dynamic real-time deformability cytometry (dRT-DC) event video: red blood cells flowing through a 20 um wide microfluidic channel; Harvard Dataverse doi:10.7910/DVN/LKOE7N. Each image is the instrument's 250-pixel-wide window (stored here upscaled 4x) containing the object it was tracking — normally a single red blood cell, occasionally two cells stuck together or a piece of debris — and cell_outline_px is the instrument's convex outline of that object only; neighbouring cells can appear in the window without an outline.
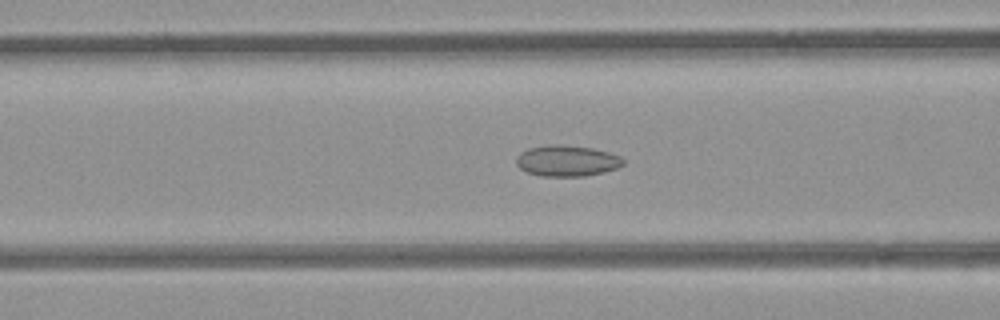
{"species": "common noctule bat (a hibernating species)", "species_latin": "Nyctalus noctula", "temperature_condition": "room temperature", "stored_images_in_passage": 53, "camera_frame_rate_fps": 3000, "um_per_image_px": 0.085, "animal": {"sex": "female", "body_mass_g": 21.9}, "frame": {"image": 1, "passage_image": 21, "time_ms": 6.667, "image_size_px": [1000, 320], "cell_outline_px": [[624, 164], [616, 168], [604, 172], [584, 176], [540, 176], [528, 172], [520, 168], [516, 164], [516, 156], [520, 152], [528, 148], [548, 144], [560, 144], [592, 148], [608, 152], [620, 156], [624, 160]], "centroid_in_image_um": [48.16, 13.66], "position_along_channel_um": 118.4, "area_um2": 19.42}}
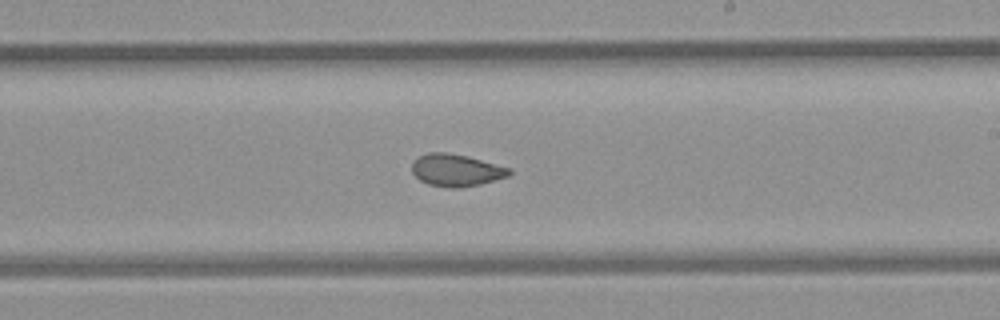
{"frame": {"image": 2, "passage_image": 31, "time_ms": 10.0, "image_size_px": [1000, 320], "cell_outline_px": [[512, 172], [508, 176], [480, 184], [460, 188], [448, 188], [428, 184], [420, 180], [412, 172], [412, 160], [428, 152], [444, 152], [468, 156], [512, 168]], "centroid_in_image_um": [38.78, 14.46], "position_along_channel_um": 250.2, "area_um2": 18.38}}
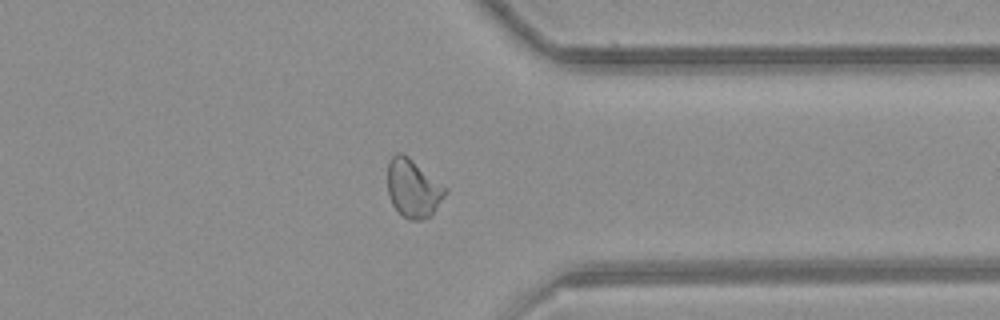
{"frame": {"image": 3, "passage_image": 41, "time_ms": 13.333, "image_size_px": [1000, 320], "cell_outline_px": [[448, 192], [432, 216], [420, 220], [408, 220], [392, 204], [388, 196], [388, 164], [392, 156], [396, 152], [400, 152], [408, 156], [448, 188]], "centroid_in_image_um": [35.14, 16.01], "position_along_channel_um": 376.3, "area_um2": 19.77}, "authors_computed_cell_mechanics": {"area_um2": 19.9988, "velocity_mm_per_s": 3.9582, "shape_relaxation_time_tau1_ms": null, "shape_relaxation_time_tau2_ms": 1.3712, "deformation_change_tau1": null, "deformation_change_tau2": 0.0621}}